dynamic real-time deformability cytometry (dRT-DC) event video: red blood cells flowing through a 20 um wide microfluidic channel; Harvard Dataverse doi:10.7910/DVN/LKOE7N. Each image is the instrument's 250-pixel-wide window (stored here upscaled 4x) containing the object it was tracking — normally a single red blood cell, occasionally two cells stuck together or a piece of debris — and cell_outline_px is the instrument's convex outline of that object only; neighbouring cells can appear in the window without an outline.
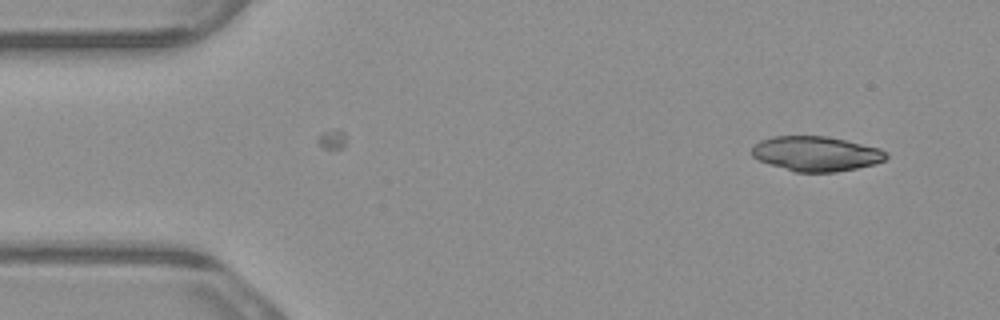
{"species": "common noctule bat (a hibernating species)", "species_latin": "Nyctalus noctula", "temperature_condition": "warm", "stored_images_in_passage": 4, "camera_frame_rate_fps": 3000, "um_per_image_px": 0.085, "animal": {"sex": "male", "body_mass_g": 23.1, "forearm_length_mm": 52.7}, "frame": {"image": 1, "passage_image": 1, "time_ms": 0.0, "image_size_px": [1000, 320], "cell_outline_px": [[888, 156], [884, 160], [876, 164], [836, 172], [796, 172], [760, 160], [752, 156], [752, 144], [760, 140], [772, 136], [824, 136], [844, 140], [880, 148], [888, 152]], "centroid_in_image_um": [69.38, 13.06], "position_along_channel_um": 15.6, "area_um2": 27.17}}